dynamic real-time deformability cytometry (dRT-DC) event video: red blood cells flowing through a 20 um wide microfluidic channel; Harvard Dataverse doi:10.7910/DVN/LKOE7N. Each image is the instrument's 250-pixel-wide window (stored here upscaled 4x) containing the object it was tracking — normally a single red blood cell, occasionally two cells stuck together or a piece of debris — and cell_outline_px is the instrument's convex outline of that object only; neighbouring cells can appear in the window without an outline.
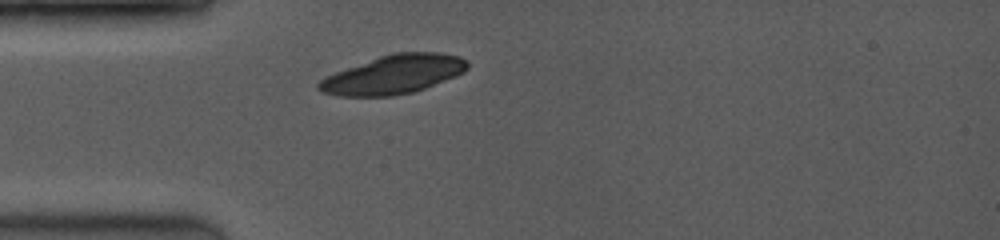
{"species": "common noctule bat (a hibernating species)", "species_latin": "Nyctalus noctula", "temperature_condition": "room temperature", "stored_images_in_passage": 1, "camera_frame_rate_fps": 3500, "um_per_image_px": 0.085, "animal": {"sex": "female", "body_mass_g": 19.0, "forearm_length_mm": 53.3}, "frame": {"image": 1, "passage_image": 1, "time_ms": 0.0, "image_size_px": [1000, 240], "cell_outline_px": [[468, 68], [464, 72], [456, 76], [424, 88], [412, 92], [392, 96], [336, 96], [320, 92], [316, 88], [316, 84], [320, 80], [336, 72], [380, 56], [392, 52], [440, 52], [460, 56], [468, 64]], "centroid_in_image_um": [33.44, 6.33], "position_along_channel_um": 51.6, "area_um2": 33.47}}